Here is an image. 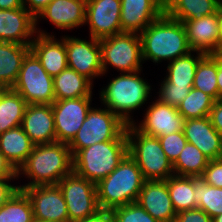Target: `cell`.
I'll return each instance as SVG.
<instances>
[{
	"instance_id": "obj_1",
	"label": "cell",
	"mask_w": 222,
	"mask_h": 222,
	"mask_svg": "<svg viewBox=\"0 0 222 222\" xmlns=\"http://www.w3.org/2000/svg\"><path fill=\"white\" fill-rule=\"evenodd\" d=\"M72 171L73 161L68 144L61 142L38 144L17 171L18 179L22 174L30 179L28 183L18 185V189L55 185Z\"/></svg>"
},
{
	"instance_id": "obj_2",
	"label": "cell",
	"mask_w": 222,
	"mask_h": 222,
	"mask_svg": "<svg viewBox=\"0 0 222 222\" xmlns=\"http://www.w3.org/2000/svg\"><path fill=\"white\" fill-rule=\"evenodd\" d=\"M139 35L143 61L151 60L155 64L163 60L171 62L191 51L183 23L166 13L149 24Z\"/></svg>"
},
{
	"instance_id": "obj_3",
	"label": "cell",
	"mask_w": 222,
	"mask_h": 222,
	"mask_svg": "<svg viewBox=\"0 0 222 222\" xmlns=\"http://www.w3.org/2000/svg\"><path fill=\"white\" fill-rule=\"evenodd\" d=\"M141 71L120 73L112 78L99 93L101 103L126 125L134 124L131 112L138 110L148 100L151 85L140 77Z\"/></svg>"
},
{
	"instance_id": "obj_4",
	"label": "cell",
	"mask_w": 222,
	"mask_h": 222,
	"mask_svg": "<svg viewBox=\"0 0 222 222\" xmlns=\"http://www.w3.org/2000/svg\"><path fill=\"white\" fill-rule=\"evenodd\" d=\"M145 181L135 160L127 154L106 178L96 184L99 208L111 210L136 202Z\"/></svg>"
},
{
	"instance_id": "obj_5",
	"label": "cell",
	"mask_w": 222,
	"mask_h": 222,
	"mask_svg": "<svg viewBox=\"0 0 222 222\" xmlns=\"http://www.w3.org/2000/svg\"><path fill=\"white\" fill-rule=\"evenodd\" d=\"M128 154V140L99 142L80 149L73 157V172L98 184Z\"/></svg>"
},
{
	"instance_id": "obj_6",
	"label": "cell",
	"mask_w": 222,
	"mask_h": 222,
	"mask_svg": "<svg viewBox=\"0 0 222 222\" xmlns=\"http://www.w3.org/2000/svg\"><path fill=\"white\" fill-rule=\"evenodd\" d=\"M128 154L135 160L145 180H167L174 175L173 164L162 149L158 137L127 125Z\"/></svg>"
},
{
	"instance_id": "obj_7",
	"label": "cell",
	"mask_w": 222,
	"mask_h": 222,
	"mask_svg": "<svg viewBox=\"0 0 222 222\" xmlns=\"http://www.w3.org/2000/svg\"><path fill=\"white\" fill-rule=\"evenodd\" d=\"M127 125L108 108L89 110L81 128L68 144L72 157L83 148L110 140H127Z\"/></svg>"
},
{
	"instance_id": "obj_8",
	"label": "cell",
	"mask_w": 222,
	"mask_h": 222,
	"mask_svg": "<svg viewBox=\"0 0 222 222\" xmlns=\"http://www.w3.org/2000/svg\"><path fill=\"white\" fill-rule=\"evenodd\" d=\"M101 63L105 75L111 65L120 73L142 70V44L138 33L122 32L100 39Z\"/></svg>"
},
{
	"instance_id": "obj_9",
	"label": "cell",
	"mask_w": 222,
	"mask_h": 222,
	"mask_svg": "<svg viewBox=\"0 0 222 222\" xmlns=\"http://www.w3.org/2000/svg\"><path fill=\"white\" fill-rule=\"evenodd\" d=\"M12 89L28 104H52L55 101L53 77L31 51L24 58Z\"/></svg>"
},
{
	"instance_id": "obj_10",
	"label": "cell",
	"mask_w": 222,
	"mask_h": 222,
	"mask_svg": "<svg viewBox=\"0 0 222 222\" xmlns=\"http://www.w3.org/2000/svg\"><path fill=\"white\" fill-rule=\"evenodd\" d=\"M67 205L69 222H78L100 210L96 184L73 171L58 182Z\"/></svg>"
},
{
	"instance_id": "obj_11",
	"label": "cell",
	"mask_w": 222,
	"mask_h": 222,
	"mask_svg": "<svg viewBox=\"0 0 222 222\" xmlns=\"http://www.w3.org/2000/svg\"><path fill=\"white\" fill-rule=\"evenodd\" d=\"M93 97L56 100L52 103L56 142L69 144L91 109Z\"/></svg>"
},
{
	"instance_id": "obj_12",
	"label": "cell",
	"mask_w": 222,
	"mask_h": 222,
	"mask_svg": "<svg viewBox=\"0 0 222 222\" xmlns=\"http://www.w3.org/2000/svg\"><path fill=\"white\" fill-rule=\"evenodd\" d=\"M67 51L68 67L84 75L93 83V79L103 76L101 63L100 40L90 37V40L79 37L63 36Z\"/></svg>"
},
{
	"instance_id": "obj_13",
	"label": "cell",
	"mask_w": 222,
	"mask_h": 222,
	"mask_svg": "<svg viewBox=\"0 0 222 222\" xmlns=\"http://www.w3.org/2000/svg\"><path fill=\"white\" fill-rule=\"evenodd\" d=\"M21 190L30 199L34 219L46 222H69L67 205L58 184L32 186Z\"/></svg>"
},
{
	"instance_id": "obj_14",
	"label": "cell",
	"mask_w": 222,
	"mask_h": 222,
	"mask_svg": "<svg viewBox=\"0 0 222 222\" xmlns=\"http://www.w3.org/2000/svg\"><path fill=\"white\" fill-rule=\"evenodd\" d=\"M121 0H87L85 24L92 38L103 39L122 33Z\"/></svg>"
},
{
	"instance_id": "obj_15",
	"label": "cell",
	"mask_w": 222,
	"mask_h": 222,
	"mask_svg": "<svg viewBox=\"0 0 222 222\" xmlns=\"http://www.w3.org/2000/svg\"><path fill=\"white\" fill-rule=\"evenodd\" d=\"M144 119L134 126L142 133L160 137L169 134L183 131L184 121L183 116L174 106H169L161 103L159 100L153 101L148 106L144 114Z\"/></svg>"
},
{
	"instance_id": "obj_16",
	"label": "cell",
	"mask_w": 222,
	"mask_h": 222,
	"mask_svg": "<svg viewBox=\"0 0 222 222\" xmlns=\"http://www.w3.org/2000/svg\"><path fill=\"white\" fill-rule=\"evenodd\" d=\"M191 51L204 54H221V37L218 28V10L200 19L182 22Z\"/></svg>"
},
{
	"instance_id": "obj_17",
	"label": "cell",
	"mask_w": 222,
	"mask_h": 222,
	"mask_svg": "<svg viewBox=\"0 0 222 222\" xmlns=\"http://www.w3.org/2000/svg\"><path fill=\"white\" fill-rule=\"evenodd\" d=\"M36 19L23 6L0 9V41L31 45L36 35Z\"/></svg>"
},
{
	"instance_id": "obj_18",
	"label": "cell",
	"mask_w": 222,
	"mask_h": 222,
	"mask_svg": "<svg viewBox=\"0 0 222 222\" xmlns=\"http://www.w3.org/2000/svg\"><path fill=\"white\" fill-rule=\"evenodd\" d=\"M36 36L30 45V51L38 58L42 67L55 77L68 67L67 51L63 38L59 40L36 26Z\"/></svg>"
},
{
	"instance_id": "obj_19",
	"label": "cell",
	"mask_w": 222,
	"mask_h": 222,
	"mask_svg": "<svg viewBox=\"0 0 222 222\" xmlns=\"http://www.w3.org/2000/svg\"><path fill=\"white\" fill-rule=\"evenodd\" d=\"M158 222H174L176 212L167 188V180H146L136 201Z\"/></svg>"
},
{
	"instance_id": "obj_20",
	"label": "cell",
	"mask_w": 222,
	"mask_h": 222,
	"mask_svg": "<svg viewBox=\"0 0 222 222\" xmlns=\"http://www.w3.org/2000/svg\"><path fill=\"white\" fill-rule=\"evenodd\" d=\"M122 32L140 34L163 13V0H121Z\"/></svg>"
},
{
	"instance_id": "obj_21",
	"label": "cell",
	"mask_w": 222,
	"mask_h": 222,
	"mask_svg": "<svg viewBox=\"0 0 222 222\" xmlns=\"http://www.w3.org/2000/svg\"><path fill=\"white\" fill-rule=\"evenodd\" d=\"M21 127L35 145L56 142L52 104H28Z\"/></svg>"
},
{
	"instance_id": "obj_22",
	"label": "cell",
	"mask_w": 222,
	"mask_h": 222,
	"mask_svg": "<svg viewBox=\"0 0 222 222\" xmlns=\"http://www.w3.org/2000/svg\"><path fill=\"white\" fill-rule=\"evenodd\" d=\"M183 132L187 142L195 145L209 160L222 158V136L213 127L209 116L186 119Z\"/></svg>"
},
{
	"instance_id": "obj_23",
	"label": "cell",
	"mask_w": 222,
	"mask_h": 222,
	"mask_svg": "<svg viewBox=\"0 0 222 222\" xmlns=\"http://www.w3.org/2000/svg\"><path fill=\"white\" fill-rule=\"evenodd\" d=\"M86 0H53L37 16L46 19L61 30H72L85 25Z\"/></svg>"
},
{
	"instance_id": "obj_24",
	"label": "cell",
	"mask_w": 222,
	"mask_h": 222,
	"mask_svg": "<svg viewBox=\"0 0 222 222\" xmlns=\"http://www.w3.org/2000/svg\"><path fill=\"white\" fill-rule=\"evenodd\" d=\"M34 146L21 126L0 135V151L17 171L25 163Z\"/></svg>"
},
{
	"instance_id": "obj_25",
	"label": "cell",
	"mask_w": 222,
	"mask_h": 222,
	"mask_svg": "<svg viewBox=\"0 0 222 222\" xmlns=\"http://www.w3.org/2000/svg\"><path fill=\"white\" fill-rule=\"evenodd\" d=\"M94 85L84 75L67 67L53 77V89L56 100L92 97Z\"/></svg>"
},
{
	"instance_id": "obj_26",
	"label": "cell",
	"mask_w": 222,
	"mask_h": 222,
	"mask_svg": "<svg viewBox=\"0 0 222 222\" xmlns=\"http://www.w3.org/2000/svg\"><path fill=\"white\" fill-rule=\"evenodd\" d=\"M30 45H20L0 41V84L12 88L16 83L19 71Z\"/></svg>"
},
{
	"instance_id": "obj_27",
	"label": "cell",
	"mask_w": 222,
	"mask_h": 222,
	"mask_svg": "<svg viewBox=\"0 0 222 222\" xmlns=\"http://www.w3.org/2000/svg\"><path fill=\"white\" fill-rule=\"evenodd\" d=\"M220 5L214 0H163V10L177 21L200 19L215 13Z\"/></svg>"
},
{
	"instance_id": "obj_28",
	"label": "cell",
	"mask_w": 222,
	"mask_h": 222,
	"mask_svg": "<svg viewBox=\"0 0 222 222\" xmlns=\"http://www.w3.org/2000/svg\"><path fill=\"white\" fill-rule=\"evenodd\" d=\"M204 55L202 52L190 51L187 55L168 62L164 78L174 86L193 87L196 68Z\"/></svg>"
},
{
	"instance_id": "obj_29",
	"label": "cell",
	"mask_w": 222,
	"mask_h": 222,
	"mask_svg": "<svg viewBox=\"0 0 222 222\" xmlns=\"http://www.w3.org/2000/svg\"><path fill=\"white\" fill-rule=\"evenodd\" d=\"M28 103L21 95L9 88L0 100V135L21 126Z\"/></svg>"
},
{
	"instance_id": "obj_30",
	"label": "cell",
	"mask_w": 222,
	"mask_h": 222,
	"mask_svg": "<svg viewBox=\"0 0 222 222\" xmlns=\"http://www.w3.org/2000/svg\"><path fill=\"white\" fill-rule=\"evenodd\" d=\"M167 188L176 213L197 208L194 197V177L170 176L167 179Z\"/></svg>"
},
{
	"instance_id": "obj_31",
	"label": "cell",
	"mask_w": 222,
	"mask_h": 222,
	"mask_svg": "<svg viewBox=\"0 0 222 222\" xmlns=\"http://www.w3.org/2000/svg\"><path fill=\"white\" fill-rule=\"evenodd\" d=\"M209 161L195 145L187 142L173 164L174 175L200 177Z\"/></svg>"
},
{
	"instance_id": "obj_32",
	"label": "cell",
	"mask_w": 222,
	"mask_h": 222,
	"mask_svg": "<svg viewBox=\"0 0 222 222\" xmlns=\"http://www.w3.org/2000/svg\"><path fill=\"white\" fill-rule=\"evenodd\" d=\"M193 88L218 100L217 54H205L196 68Z\"/></svg>"
},
{
	"instance_id": "obj_33",
	"label": "cell",
	"mask_w": 222,
	"mask_h": 222,
	"mask_svg": "<svg viewBox=\"0 0 222 222\" xmlns=\"http://www.w3.org/2000/svg\"><path fill=\"white\" fill-rule=\"evenodd\" d=\"M34 214L26 193L17 189L0 208V222H33Z\"/></svg>"
},
{
	"instance_id": "obj_34",
	"label": "cell",
	"mask_w": 222,
	"mask_h": 222,
	"mask_svg": "<svg viewBox=\"0 0 222 222\" xmlns=\"http://www.w3.org/2000/svg\"><path fill=\"white\" fill-rule=\"evenodd\" d=\"M194 197L197 208L205 211L211 218L222 214V188L211 186L200 177H194Z\"/></svg>"
},
{
	"instance_id": "obj_35",
	"label": "cell",
	"mask_w": 222,
	"mask_h": 222,
	"mask_svg": "<svg viewBox=\"0 0 222 222\" xmlns=\"http://www.w3.org/2000/svg\"><path fill=\"white\" fill-rule=\"evenodd\" d=\"M214 102L215 100L211 96L192 87L177 109L185 120L204 118L209 116Z\"/></svg>"
},
{
	"instance_id": "obj_36",
	"label": "cell",
	"mask_w": 222,
	"mask_h": 222,
	"mask_svg": "<svg viewBox=\"0 0 222 222\" xmlns=\"http://www.w3.org/2000/svg\"><path fill=\"white\" fill-rule=\"evenodd\" d=\"M110 211L114 222H158L137 202L118 206Z\"/></svg>"
},
{
	"instance_id": "obj_37",
	"label": "cell",
	"mask_w": 222,
	"mask_h": 222,
	"mask_svg": "<svg viewBox=\"0 0 222 222\" xmlns=\"http://www.w3.org/2000/svg\"><path fill=\"white\" fill-rule=\"evenodd\" d=\"M159 91L157 92L158 99L161 103L169 106L178 107L181 102L187 97L192 87L174 86L165 78L161 82Z\"/></svg>"
},
{
	"instance_id": "obj_38",
	"label": "cell",
	"mask_w": 222,
	"mask_h": 222,
	"mask_svg": "<svg viewBox=\"0 0 222 222\" xmlns=\"http://www.w3.org/2000/svg\"><path fill=\"white\" fill-rule=\"evenodd\" d=\"M158 139L167 158L174 164L187 143L184 132L178 131L167 136H160Z\"/></svg>"
},
{
	"instance_id": "obj_39",
	"label": "cell",
	"mask_w": 222,
	"mask_h": 222,
	"mask_svg": "<svg viewBox=\"0 0 222 222\" xmlns=\"http://www.w3.org/2000/svg\"><path fill=\"white\" fill-rule=\"evenodd\" d=\"M200 178L211 186L222 188V158L210 160Z\"/></svg>"
},
{
	"instance_id": "obj_40",
	"label": "cell",
	"mask_w": 222,
	"mask_h": 222,
	"mask_svg": "<svg viewBox=\"0 0 222 222\" xmlns=\"http://www.w3.org/2000/svg\"><path fill=\"white\" fill-rule=\"evenodd\" d=\"M174 222H213V219L200 208L176 213Z\"/></svg>"
},
{
	"instance_id": "obj_41",
	"label": "cell",
	"mask_w": 222,
	"mask_h": 222,
	"mask_svg": "<svg viewBox=\"0 0 222 222\" xmlns=\"http://www.w3.org/2000/svg\"><path fill=\"white\" fill-rule=\"evenodd\" d=\"M15 179L18 180V177H0V208L5 205L7 200L18 189L17 185H11V180L13 181Z\"/></svg>"
},
{
	"instance_id": "obj_42",
	"label": "cell",
	"mask_w": 222,
	"mask_h": 222,
	"mask_svg": "<svg viewBox=\"0 0 222 222\" xmlns=\"http://www.w3.org/2000/svg\"><path fill=\"white\" fill-rule=\"evenodd\" d=\"M209 118L213 127L222 136V99H218L214 102L210 110Z\"/></svg>"
},
{
	"instance_id": "obj_43",
	"label": "cell",
	"mask_w": 222,
	"mask_h": 222,
	"mask_svg": "<svg viewBox=\"0 0 222 222\" xmlns=\"http://www.w3.org/2000/svg\"><path fill=\"white\" fill-rule=\"evenodd\" d=\"M52 1L53 0H22L23 6L35 19Z\"/></svg>"
},
{
	"instance_id": "obj_44",
	"label": "cell",
	"mask_w": 222,
	"mask_h": 222,
	"mask_svg": "<svg viewBox=\"0 0 222 222\" xmlns=\"http://www.w3.org/2000/svg\"><path fill=\"white\" fill-rule=\"evenodd\" d=\"M0 177H18L17 170L0 151Z\"/></svg>"
},
{
	"instance_id": "obj_45",
	"label": "cell",
	"mask_w": 222,
	"mask_h": 222,
	"mask_svg": "<svg viewBox=\"0 0 222 222\" xmlns=\"http://www.w3.org/2000/svg\"><path fill=\"white\" fill-rule=\"evenodd\" d=\"M78 222H114V218L110 210L100 209L94 215Z\"/></svg>"
},
{
	"instance_id": "obj_46",
	"label": "cell",
	"mask_w": 222,
	"mask_h": 222,
	"mask_svg": "<svg viewBox=\"0 0 222 222\" xmlns=\"http://www.w3.org/2000/svg\"><path fill=\"white\" fill-rule=\"evenodd\" d=\"M217 87L218 99H222V55L217 54Z\"/></svg>"
},
{
	"instance_id": "obj_47",
	"label": "cell",
	"mask_w": 222,
	"mask_h": 222,
	"mask_svg": "<svg viewBox=\"0 0 222 222\" xmlns=\"http://www.w3.org/2000/svg\"><path fill=\"white\" fill-rule=\"evenodd\" d=\"M23 7L22 0H0V9H16Z\"/></svg>"
},
{
	"instance_id": "obj_48",
	"label": "cell",
	"mask_w": 222,
	"mask_h": 222,
	"mask_svg": "<svg viewBox=\"0 0 222 222\" xmlns=\"http://www.w3.org/2000/svg\"><path fill=\"white\" fill-rule=\"evenodd\" d=\"M218 28L221 37V52H222V6L218 8Z\"/></svg>"
},
{
	"instance_id": "obj_49",
	"label": "cell",
	"mask_w": 222,
	"mask_h": 222,
	"mask_svg": "<svg viewBox=\"0 0 222 222\" xmlns=\"http://www.w3.org/2000/svg\"><path fill=\"white\" fill-rule=\"evenodd\" d=\"M9 88L0 84V100L2 99L4 93L8 90Z\"/></svg>"
},
{
	"instance_id": "obj_50",
	"label": "cell",
	"mask_w": 222,
	"mask_h": 222,
	"mask_svg": "<svg viewBox=\"0 0 222 222\" xmlns=\"http://www.w3.org/2000/svg\"><path fill=\"white\" fill-rule=\"evenodd\" d=\"M212 219H213V222H222V214L216 215Z\"/></svg>"
},
{
	"instance_id": "obj_51",
	"label": "cell",
	"mask_w": 222,
	"mask_h": 222,
	"mask_svg": "<svg viewBox=\"0 0 222 222\" xmlns=\"http://www.w3.org/2000/svg\"><path fill=\"white\" fill-rule=\"evenodd\" d=\"M215 2H217L220 6H222V0H214Z\"/></svg>"
},
{
	"instance_id": "obj_52",
	"label": "cell",
	"mask_w": 222,
	"mask_h": 222,
	"mask_svg": "<svg viewBox=\"0 0 222 222\" xmlns=\"http://www.w3.org/2000/svg\"><path fill=\"white\" fill-rule=\"evenodd\" d=\"M33 222H46V221H39V220L34 219Z\"/></svg>"
}]
</instances>
